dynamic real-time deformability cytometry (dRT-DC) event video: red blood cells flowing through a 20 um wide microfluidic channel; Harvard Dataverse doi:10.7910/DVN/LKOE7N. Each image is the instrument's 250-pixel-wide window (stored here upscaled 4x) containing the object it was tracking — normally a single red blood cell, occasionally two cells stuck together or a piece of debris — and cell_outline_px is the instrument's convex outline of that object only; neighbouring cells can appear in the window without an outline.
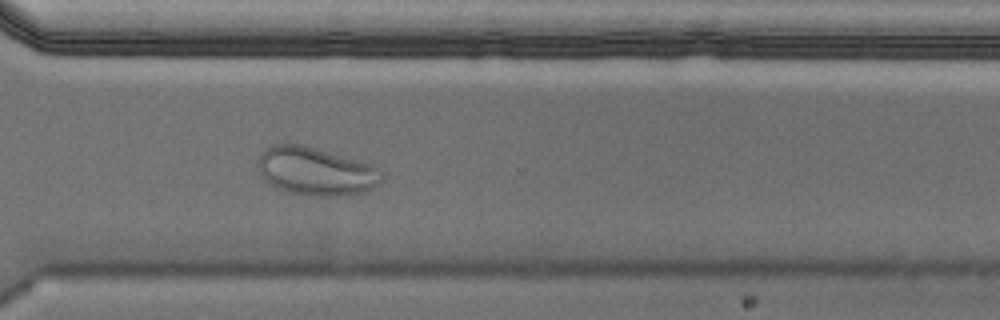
{"species": "Egyptian fruit bat (a non-hibernating species)", "species_latin": "Rousettus aegyptiacus", "temperature_condition": "cold", "stored_images_in_passage": 56, "camera_frame_rate_fps": 3000, "um_per_image_px": 0.085, "animal": {"sex": "male"}, "frame": {"image": 1, "passage_image": 40, "time_ms": 13.0, "image_size_px": [1000, 320], "cell_outline_px": [[384, 176], [380, 184], [364, 192], [340, 196], [320, 196], [292, 192], [276, 188], [260, 172], [256, 160], [260, 152], [264, 148], [272, 144], [284, 140], [300, 144], [360, 160], [384, 172]], "centroid_in_image_um": [26.83, 14.51], "position_along_channel_um": 343.8, "area_um2": 35.03}}